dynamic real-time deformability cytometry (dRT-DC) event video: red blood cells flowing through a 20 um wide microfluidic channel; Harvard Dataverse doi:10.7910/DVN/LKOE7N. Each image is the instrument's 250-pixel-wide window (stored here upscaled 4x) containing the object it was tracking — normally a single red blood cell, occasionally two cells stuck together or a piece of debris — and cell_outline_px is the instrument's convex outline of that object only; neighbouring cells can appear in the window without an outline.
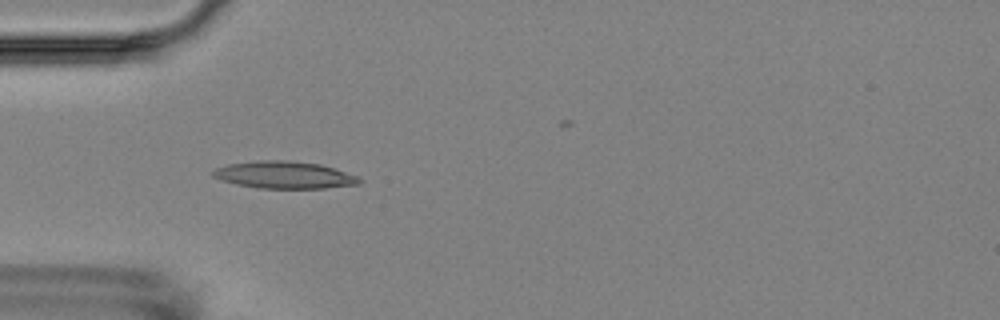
{"species": "Egyptian fruit bat (a non-hibernating species)", "species_latin": "Rousettus aegyptiacus", "temperature_condition": "room temperature", "stored_images_in_passage": 4, "camera_frame_rate_fps": 3000, "um_per_image_px": 0.085, "animal": {"sex": "female"}, "frame": {"image": 1, "passage_image": 4, "time_ms": 4.333, "image_size_px": [1000, 320], "cell_outline_px": [[364, 180], [360, 184], [324, 188], [256, 188], [236, 184], [212, 176], [212, 172], [216, 168], [228, 164], [256, 160], [288, 160], [320, 164], [360, 176]], "centroid_in_image_um": [24.21, 14.86], "position_along_channel_um": 60.8, "area_um2": 23.29}}